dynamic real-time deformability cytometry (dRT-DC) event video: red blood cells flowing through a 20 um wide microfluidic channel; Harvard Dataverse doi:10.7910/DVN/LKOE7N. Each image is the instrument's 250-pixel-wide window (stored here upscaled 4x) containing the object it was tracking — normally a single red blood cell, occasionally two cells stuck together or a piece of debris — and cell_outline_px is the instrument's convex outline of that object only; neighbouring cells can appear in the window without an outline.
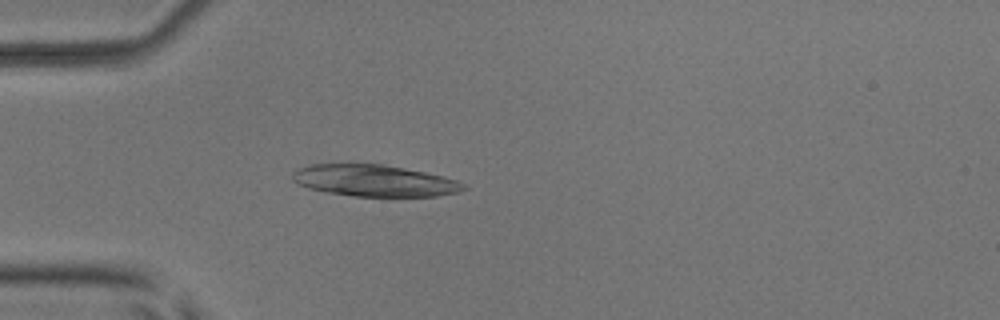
{"species": "common noctule bat (a hibernating species)", "species_latin": "Nyctalus noctula", "temperature_condition": "room temperature", "stored_images_in_passage": 4, "camera_frame_rate_fps": 3000, "um_per_image_px": 0.085, "animal": {"sex": "male", "body_mass_g": 17.9, "forearm_length_mm": 54.2}, "frame": {"image": 1, "passage_image": 4, "time_ms": 3.667, "image_size_px": [1000, 320], "cell_outline_px": [[468, 188], [460, 192], [436, 196], [356, 196], [328, 192], [308, 188], [292, 180], [292, 172], [296, 168], [312, 164], [384, 164], [444, 176], [468, 184]], "centroid_in_image_um": [31.86, 15.35], "position_along_channel_um": 53.1, "area_um2": 31.56}}